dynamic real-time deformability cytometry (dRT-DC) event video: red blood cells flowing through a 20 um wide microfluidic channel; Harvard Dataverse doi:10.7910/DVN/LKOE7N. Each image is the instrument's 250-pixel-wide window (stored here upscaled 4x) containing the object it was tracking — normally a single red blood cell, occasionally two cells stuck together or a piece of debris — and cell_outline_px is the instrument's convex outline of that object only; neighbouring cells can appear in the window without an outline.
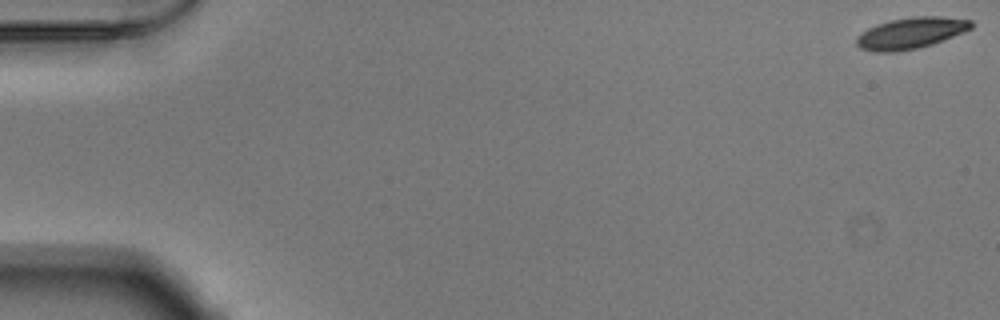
{"species": "Egyptian fruit bat (a non-hibernating species)", "species_latin": "Rousettus aegyptiacus", "temperature_condition": "warm", "stored_images_in_passage": 54, "camera_frame_rate_fps": 3000, "um_per_image_px": 0.085, "animal": {"sex": "male"}, "frame": {"image": 1, "passage_image": 1, "time_ms": 0.0, "image_size_px": [1000, 320], "cell_outline_px": [[972, 28], [964, 32], [932, 44], [916, 48], [896, 52], [872, 52], [860, 48], [856, 44], [856, 36], [868, 28], [876, 24], [892, 20], [912, 16], [940, 16], [972, 20]], "centroid_in_image_um": [77.39, 2.81], "position_along_channel_um": 7.6, "area_um2": 20.92}}
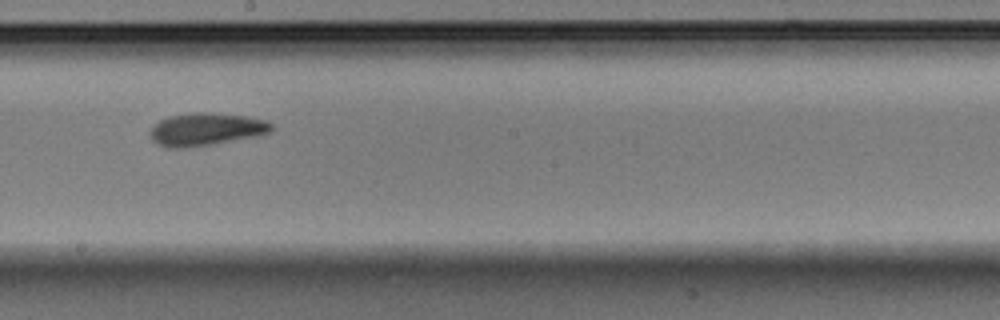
{"frame": {"image": 2, "passage_image": 31, "time_ms": 10.0, "image_size_px": [1000, 320], "cell_outline_px": [[272, 132], [256, 136], [212, 144], [188, 148], [168, 148], [156, 144], [152, 140], [148, 132], [160, 120], [168, 116], [196, 112], [208, 112], [248, 116], [264, 120], [272, 124]], "centroid_in_image_um": [17.49, 10.99], "position_along_channel_um": 230.7, "area_um2": 23.24}}
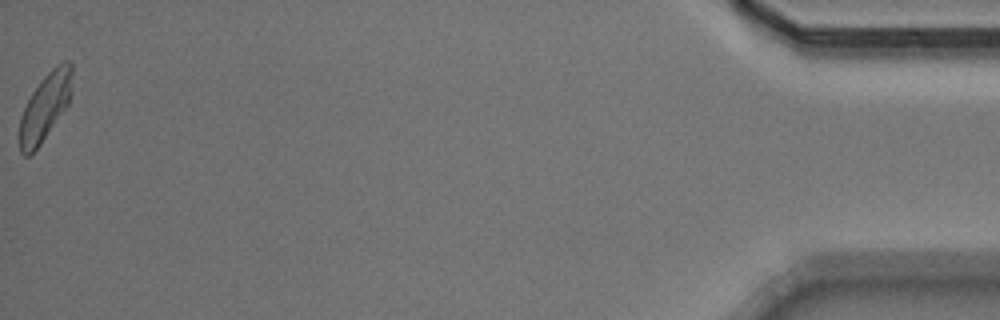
{"frame": {"image": 3, "passage_image": 54, "time_ms": 17.667, "image_size_px": [1000, 320], "cell_outline_px": [[72, 72], [68, 104], [40, 144], [28, 156], [24, 156], [20, 152], [20, 116], [32, 92], [40, 80], [56, 64], [64, 60], [68, 60], [72, 64]], "centroid_in_image_um": [3.82, 9.05], "position_along_channel_um": 431.4, "area_um2": 20.17}, "authors_computed_cell_mechanics": {"area_um2": 21.2704, "velocity_mm_per_s": 3.8342, "shape_relaxation_time_tau1_ms": 3.093, "shape_relaxation_time_tau2_ms": 2.8542, "deformation_change_tau1": 0.1446, "deformation_change_tau2": 0.1026}}